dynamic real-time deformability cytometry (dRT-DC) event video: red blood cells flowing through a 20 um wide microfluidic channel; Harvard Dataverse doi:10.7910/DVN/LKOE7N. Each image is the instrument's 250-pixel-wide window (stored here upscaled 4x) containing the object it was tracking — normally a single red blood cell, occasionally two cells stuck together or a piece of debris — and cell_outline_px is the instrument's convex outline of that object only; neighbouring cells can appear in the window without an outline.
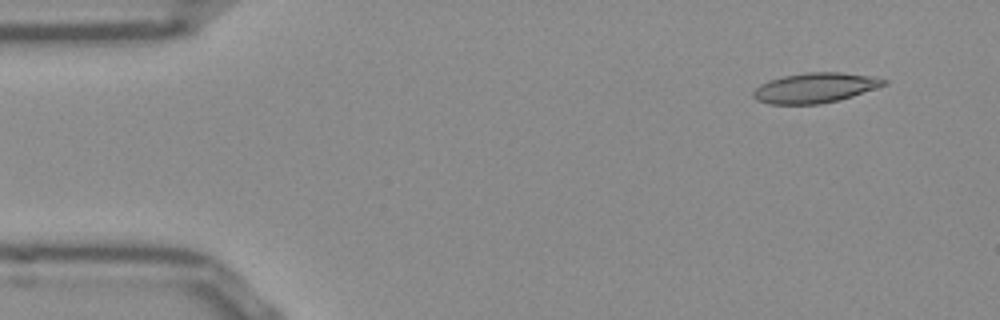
{"species": "Egyptian fruit bat (a non-hibernating species)", "species_latin": "Rousettus aegyptiacus", "temperature_condition": "room temperature", "stored_images_in_passage": 50, "camera_frame_rate_fps": 3000, "um_per_image_px": 0.085, "frame": {"image": 1, "passage_image": 3, "time_ms": 0.667, "image_size_px": [1000, 320], "cell_outline_px": [[888, 84], [852, 96], [820, 104], [768, 104], [756, 100], [752, 96], [752, 92], [760, 84], [784, 76], [808, 72], [840, 72], [872, 76], [888, 80]], "centroid_in_image_um": [69.28, 7.46], "position_along_channel_um": 15.7, "area_um2": 22.72}}
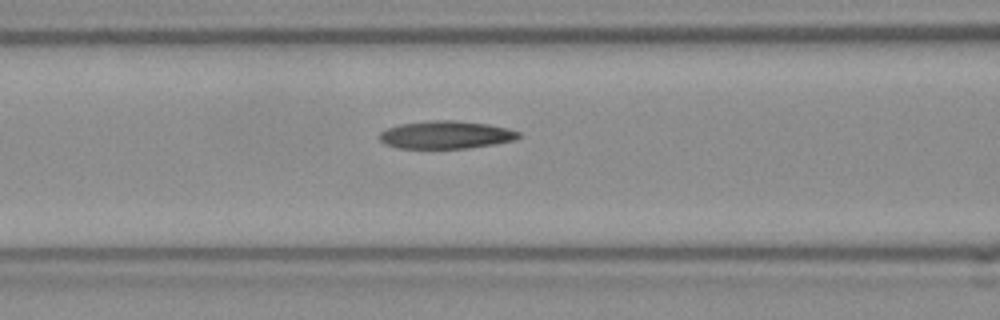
{"frame": {"image": 2, "passage_image": 19, "time_ms": 6.0, "image_size_px": [1000, 320], "cell_outline_px": [[520, 136], [516, 140], [468, 148], [400, 148], [384, 144], [380, 140], [380, 132], [388, 128], [400, 124], [432, 120], [456, 120], [488, 124], [508, 128], [520, 132]], "centroid_in_image_um": [37.92, 11.45], "position_along_channel_um": 128.7, "area_um2": 22.48}}
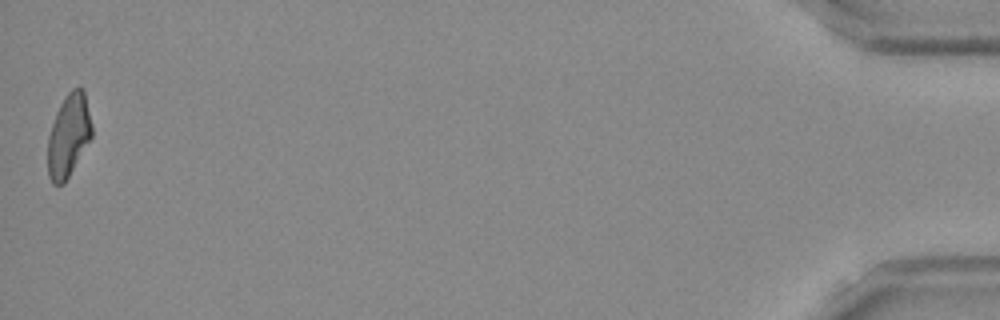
{"frame": {"image": 3, "passage_image": 50, "time_ms": 16.333, "image_size_px": [1000, 320], "cell_outline_px": [[92, 136], [64, 184], [52, 184], [48, 176], [48, 136], [56, 112], [64, 96], [72, 88], [80, 84], [84, 88], [92, 124]], "centroid_in_image_um": [5.84, 11.47], "position_along_channel_um": 429.4, "area_um2": 21.44}, "authors_computed_cell_mechanics": {"area_um2": 22.3686, "velocity_mm_per_s": 3.8865, "shape_relaxation_time_tau1_ms": null, "shape_relaxation_time_tau2_ms": 7.4239, "deformation_change_tau1": null, "deformation_change_tau2": 0.1939}}